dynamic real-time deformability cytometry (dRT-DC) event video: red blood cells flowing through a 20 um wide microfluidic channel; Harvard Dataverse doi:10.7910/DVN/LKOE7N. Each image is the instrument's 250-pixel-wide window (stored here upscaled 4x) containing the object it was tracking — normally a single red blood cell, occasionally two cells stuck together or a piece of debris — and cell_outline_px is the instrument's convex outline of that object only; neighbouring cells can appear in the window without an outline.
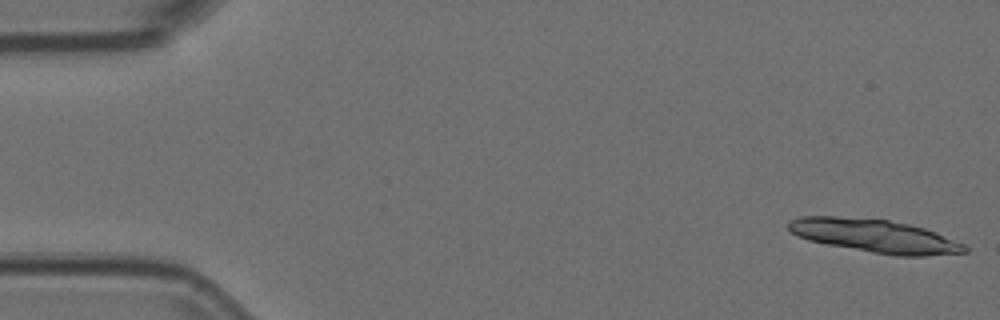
{"species": "Egyptian fruit bat (a non-hibernating species)", "species_latin": "Rousettus aegyptiacus", "temperature_condition": "room temperature", "stored_images_in_passage": 5, "camera_frame_rate_fps": 3000, "um_per_image_px": 0.085, "animal": {"sex": "female"}, "frame": {"image": 1, "passage_image": 1, "time_ms": 0.0, "image_size_px": [1000, 320], "cell_outline_px": [[968, 252], [924, 256], [896, 256], [872, 252], [828, 244], [808, 240], [796, 236], [788, 228], [788, 220], [800, 216], [836, 216], [888, 220], [908, 224], [924, 228], [936, 232], [964, 244], [968, 248]], "centroid_in_image_um": [74.34, 20.05], "position_along_channel_um": 10.7, "area_um2": 34.04}}